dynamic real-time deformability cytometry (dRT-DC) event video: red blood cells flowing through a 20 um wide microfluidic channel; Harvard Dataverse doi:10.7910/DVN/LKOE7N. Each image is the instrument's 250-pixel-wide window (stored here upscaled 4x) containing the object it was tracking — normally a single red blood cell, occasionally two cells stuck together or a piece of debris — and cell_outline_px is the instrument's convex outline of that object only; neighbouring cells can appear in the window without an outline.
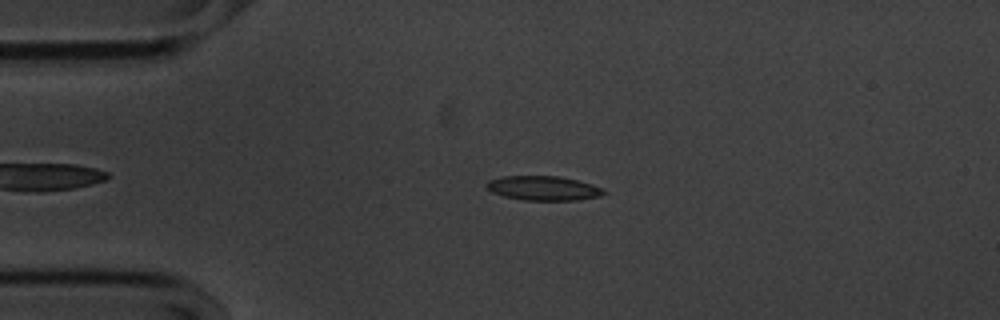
{"species": "common noctule bat (a hibernating species)", "species_latin": "Nyctalus noctula", "temperature_condition": "cold", "stored_images_in_passage": 49, "camera_frame_rate_fps": 3000, "um_per_image_px": 0.085, "animal": {"sex": "male", "body_mass_g": 20.1, "forearm_length_mm": 53.5}, "frame": {"image": 1, "passage_image": 12, "time_ms": 3.667, "image_size_px": [1000, 320], "cell_outline_px": [[608, 192], [600, 196], [576, 200], [524, 200], [504, 196], [492, 192], [484, 184], [488, 180], [500, 176], [560, 176], [592, 184], [604, 188]], "centroid_in_image_um": [46.19, 15.99], "position_along_channel_um": 38.8, "area_um2": 16.76}}
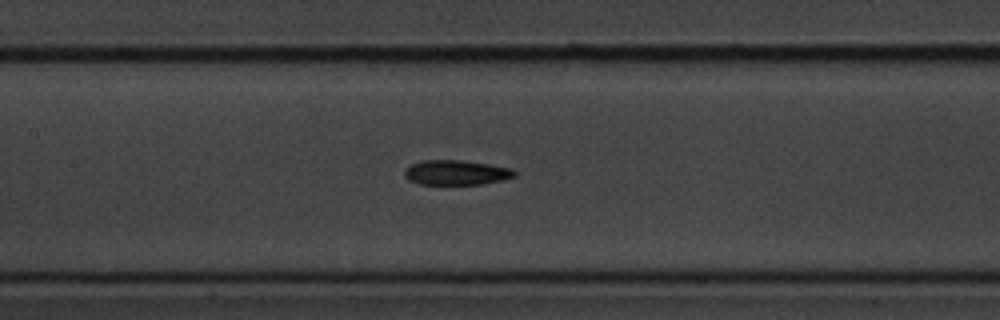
{"frame": {"image": 2, "passage_image": 25, "time_ms": 8.0, "image_size_px": [1000, 320], "cell_outline_px": [[516, 176], [500, 180], [480, 184], [420, 184], [408, 180], [404, 176], [404, 168], [412, 164], [424, 160], [464, 160], [512, 168], [516, 172]], "centroid_in_image_um": [38.75, 14.66], "position_along_channel_um": 168.7, "area_um2": 15.9}}
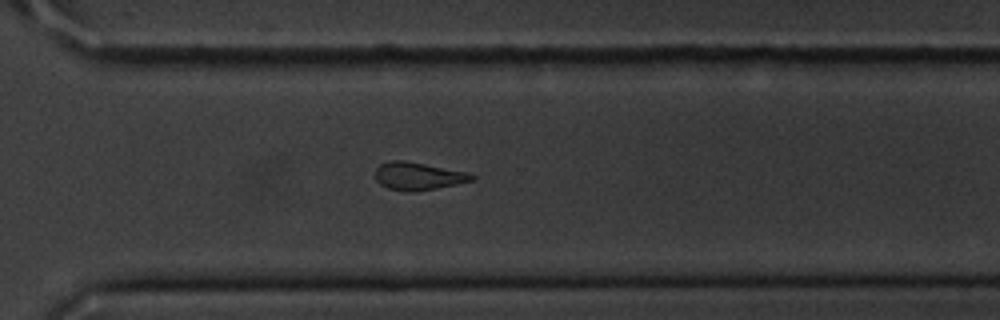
{"frame": {"image": 3, "passage_image": 39, "time_ms": 12.667, "image_size_px": [1000, 320], "cell_outline_px": [[476, 176], [472, 180], [456, 184], [436, 188], [388, 188], [380, 184], [376, 180], [376, 168], [380, 164], [392, 160], [404, 160], [468, 172]], "centroid_in_image_um": [35.56, 14.91], "position_along_channel_um": 335.0, "area_um2": 14.74}, "authors_computed_cell_mechanics": {"area_um2": 16.5308, "velocity_mm_per_s": 3.5804, "shape_relaxation_time_tau1_ms": 6.4969, "shape_relaxation_time_tau2_ms": null, "deformation_change_tau1": 0.1371, "deformation_change_tau2": null}}